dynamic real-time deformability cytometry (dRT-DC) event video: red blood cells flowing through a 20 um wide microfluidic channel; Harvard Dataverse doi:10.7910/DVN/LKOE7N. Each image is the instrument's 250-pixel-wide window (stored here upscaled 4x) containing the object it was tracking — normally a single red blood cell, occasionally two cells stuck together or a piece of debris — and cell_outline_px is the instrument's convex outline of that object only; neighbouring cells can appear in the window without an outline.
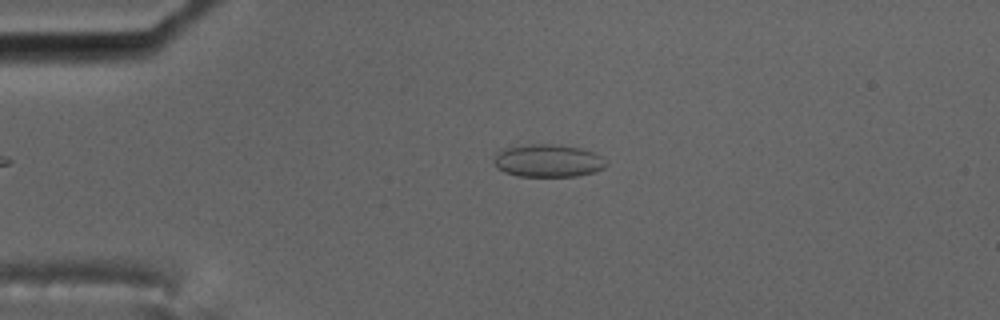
{"species": "common noctule bat (a hibernating species)", "species_latin": "Nyctalus noctula", "temperature_condition": "cold", "stored_images_in_passage": 49, "camera_frame_rate_fps": 3000, "um_per_image_px": 0.085, "animal": {"sex": "male", "body_mass_g": 17.5, "forearm_length_mm": 52.3}, "frame": {"image": 1, "passage_image": 5, "time_ms": 1.333, "image_size_px": [1000, 320], "cell_outline_px": [[608, 164], [604, 168], [596, 172], [576, 176], [516, 176], [504, 172], [496, 168], [492, 160], [496, 152], [500, 148], [532, 144], [548, 144], [580, 148], [596, 152], [608, 160]], "centroid_in_image_um": [46.58, 13.66], "position_along_channel_um": 38.4, "area_um2": 21.85}}
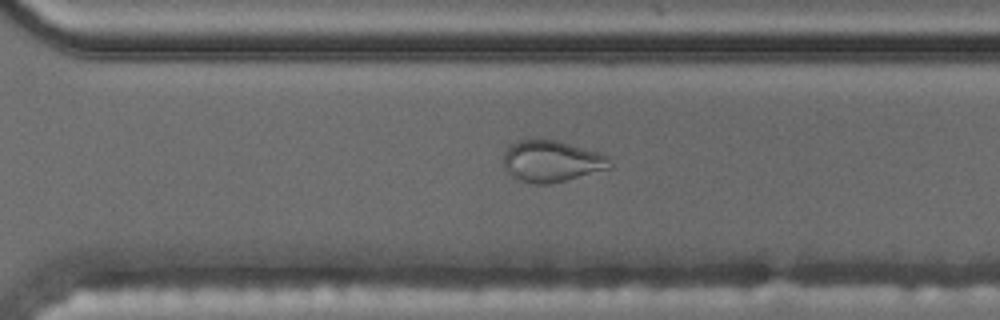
{"frame": {"image": 2, "passage_image": 32, "time_ms": 10.333, "image_size_px": [1000, 320], "cell_outline_px": [[612, 168], [548, 184], [532, 184], [516, 180], [504, 168], [504, 152], [508, 144], [520, 140], [556, 140], [584, 148], [608, 156], [612, 164]], "centroid_in_image_um": [46.85, 13.71], "position_along_channel_um": 323.7, "area_um2": 25.66}}
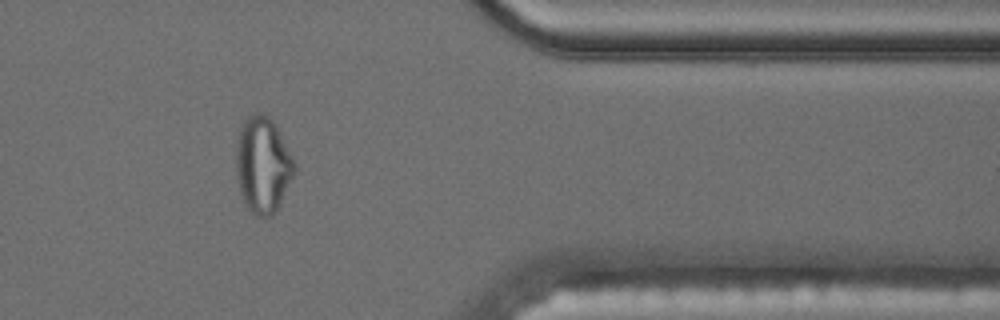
{"frame": {"image": 3, "passage_image": 39, "time_ms": 12.667, "image_size_px": [1000, 320], "cell_outline_px": [[296, 168], [280, 204], [272, 216], [260, 216], [252, 212], [244, 204], [240, 192], [236, 172], [236, 152], [240, 128], [244, 120], [252, 112], [264, 112], [276, 124], [296, 164]], "centroid_in_image_um": [22.34, 13.98], "position_along_channel_um": 389.1, "area_um2": 32.66}}